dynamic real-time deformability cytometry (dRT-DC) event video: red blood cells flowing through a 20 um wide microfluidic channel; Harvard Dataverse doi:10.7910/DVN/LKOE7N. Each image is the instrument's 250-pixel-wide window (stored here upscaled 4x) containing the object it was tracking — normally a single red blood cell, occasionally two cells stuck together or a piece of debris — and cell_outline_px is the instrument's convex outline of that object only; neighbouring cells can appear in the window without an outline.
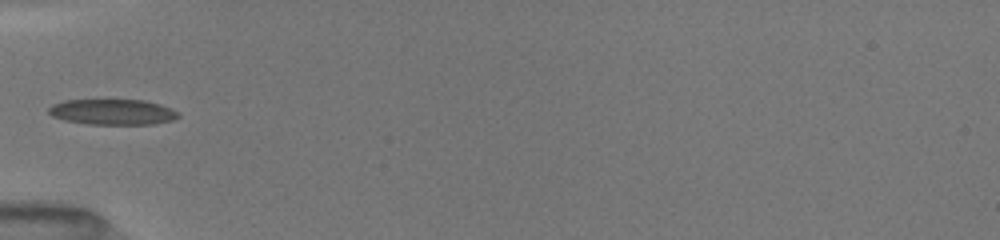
{"species": "common noctule bat (a hibernating species)", "species_latin": "Nyctalus noctula", "temperature_condition": "room temperature", "stored_images_in_passage": 41, "camera_frame_rate_fps": 3000, "um_per_image_px": 0.085, "animal": {"sex": "female", "body_mass_g": 19.5, "forearm_length_mm": 54.1}, "frame": {"image": 1, "passage_image": 1, "time_ms": 0.0, "image_size_px": [1000, 240], "cell_outline_px": [[180, 116], [172, 120], [152, 124], [88, 124], [64, 120], [52, 116], [48, 112], [48, 108], [52, 104], [64, 100], [144, 100], [160, 104], [172, 108], [180, 112]], "centroid_in_image_um": [9.58, 9.51], "position_along_channel_um": 75.4, "area_um2": 19.42}}
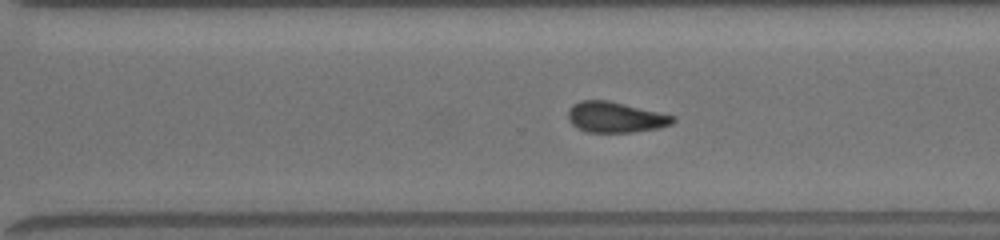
{"frame": {"image": 2, "passage_image": 20, "time_ms": 6.0, "image_size_px": [1000, 240], "cell_outline_px": [[676, 120], [672, 124], [660, 128], [632, 132], [588, 132], [576, 128], [568, 120], [568, 108], [572, 104], [580, 100], [608, 100], [676, 116]], "centroid_in_image_um": [52.3, 9.96], "position_along_channel_um": 318.3, "area_um2": 18.9}}
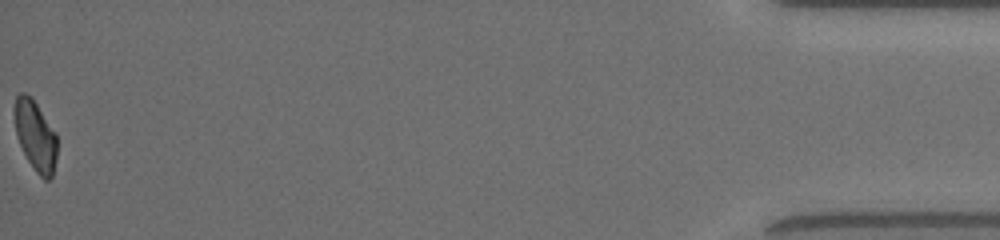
{"frame": {"image": 3, "passage_image": 41, "time_ms": 11.0, "image_size_px": [1000, 240], "cell_outline_px": [[56, 160], [52, 176], [48, 180], [44, 180], [36, 172], [28, 160], [16, 136], [12, 112], [12, 108], [16, 96], [20, 92], [24, 92], [32, 96], [56, 132]], "centroid_in_image_um": [2.97, 11.46], "position_along_channel_um": 432.2, "area_um2": 17.86}, "authors_computed_cell_mechanics": {"area_um2": 18.7272, "velocity_mm_per_s": 4.042, "shape_relaxation_time_tau1_ms": null, "shape_relaxation_time_tau2_ms": 6.9081, "deformation_change_tau1": null, "deformation_change_tau2": 0.141}}